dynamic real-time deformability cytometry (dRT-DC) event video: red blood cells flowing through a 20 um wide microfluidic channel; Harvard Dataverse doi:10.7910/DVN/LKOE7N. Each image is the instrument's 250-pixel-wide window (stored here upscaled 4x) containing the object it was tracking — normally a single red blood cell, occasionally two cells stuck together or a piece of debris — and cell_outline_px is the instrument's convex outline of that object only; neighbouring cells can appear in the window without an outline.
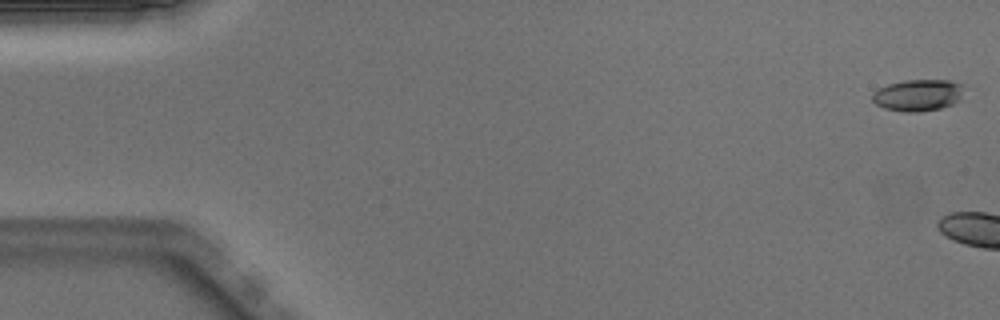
{"species": "Egyptian fruit bat (a non-hibernating species)", "species_latin": "Rousettus aegyptiacus", "temperature_condition": "warm", "stored_images_in_passage": 4, "camera_frame_rate_fps": 3000, "um_per_image_px": 0.085, "animal": {"sex": "male"}, "frame": {"image": 1, "passage_image": 1, "time_ms": 0.0, "image_size_px": [1000, 320], "cell_outline_px": [[960, 100], [952, 104], [940, 108], [916, 112], [904, 112], [884, 108], [876, 104], [872, 100], [872, 92], [888, 84], [904, 80], [948, 80], [960, 84]], "centroid_in_image_um": [77.96, 8.09], "position_along_channel_um": 7.0, "area_um2": 16.65}}